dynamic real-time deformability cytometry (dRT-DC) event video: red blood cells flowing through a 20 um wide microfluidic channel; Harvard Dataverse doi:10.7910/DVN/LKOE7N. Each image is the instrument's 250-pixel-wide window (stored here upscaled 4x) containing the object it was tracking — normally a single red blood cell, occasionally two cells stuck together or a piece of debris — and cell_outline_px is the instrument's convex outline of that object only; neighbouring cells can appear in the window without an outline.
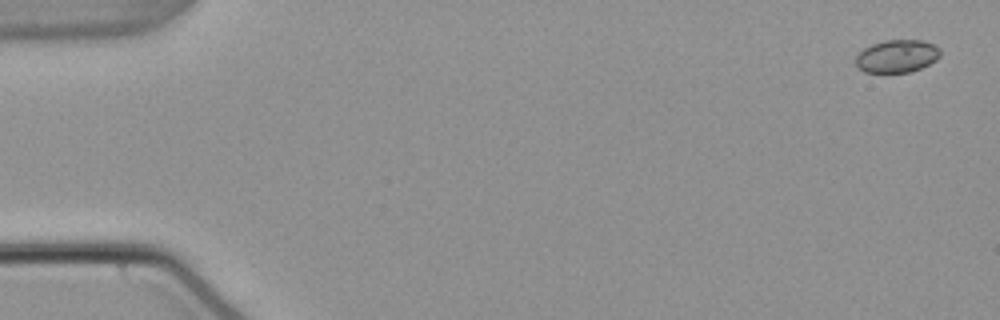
{"species": "common noctule bat (a hibernating species)", "species_latin": "Nyctalus noctula", "temperature_condition": "warm", "stored_images_in_passage": 53, "camera_frame_rate_fps": 3000, "um_per_image_px": 0.085, "animal": {"sex": "male", "body_mass_g": 21.5, "forearm_length_mm": 52.0}, "frame": {"image": 1, "passage_image": 1, "time_ms": 0.0, "image_size_px": [1000, 320], "cell_outline_px": [[940, 56], [936, 60], [912, 72], [864, 72], [856, 64], [856, 56], [864, 48], [872, 44], [884, 40], [924, 40], [940, 48]], "centroid_in_image_um": [76.25, 4.76], "position_along_channel_um": 8.7, "area_um2": 16.07}}
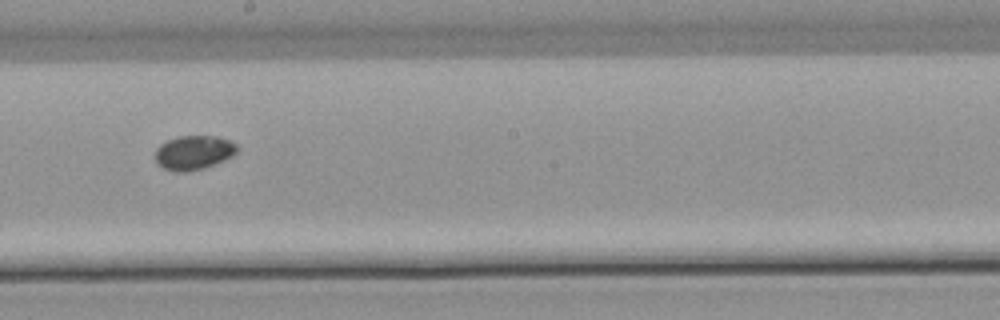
{"frame": {"image": 2, "passage_image": 30, "time_ms": 9.667, "image_size_px": [1000, 320], "cell_outline_px": [[240, 148], [232, 156], [224, 160], [204, 168], [184, 172], [176, 172], [164, 168], [156, 164], [156, 148], [160, 144], [168, 140], [180, 136], [216, 136], [228, 140], [236, 144]], "centroid_in_image_um": [16.46, 12.97], "position_along_channel_um": 231.7, "area_um2": 16.3}}
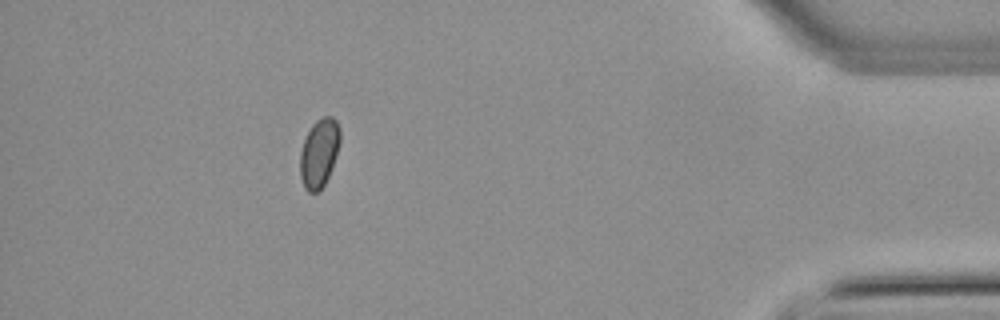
{"frame": {"image": 3, "passage_image": 48, "time_ms": 15.667, "image_size_px": [1000, 320], "cell_outline_px": [[340, 140], [336, 156], [332, 168], [324, 184], [316, 192], [308, 192], [304, 188], [300, 176], [300, 152], [304, 140], [312, 124], [316, 120], [324, 116], [332, 116], [336, 120], [340, 128]], "centroid_in_image_um": [27.13, 12.99], "position_along_channel_um": 408.1, "area_um2": 15.95}}